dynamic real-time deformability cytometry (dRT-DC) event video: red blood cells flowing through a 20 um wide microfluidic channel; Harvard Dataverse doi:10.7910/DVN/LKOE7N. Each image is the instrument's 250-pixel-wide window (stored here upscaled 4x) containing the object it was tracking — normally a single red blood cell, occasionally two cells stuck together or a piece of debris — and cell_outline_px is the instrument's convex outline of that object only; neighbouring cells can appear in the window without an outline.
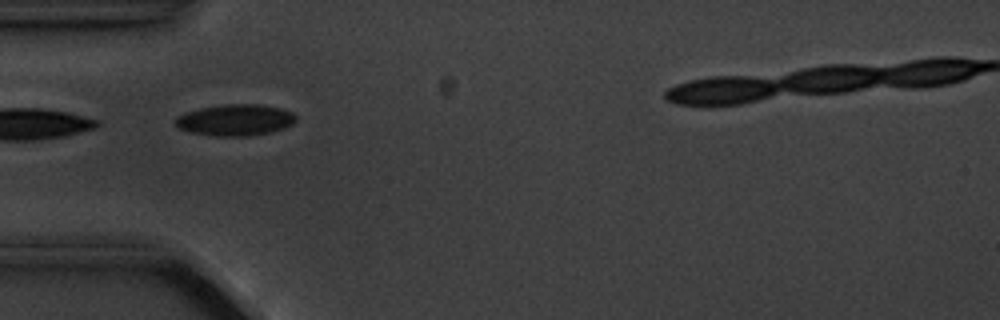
{"species": "common noctule bat (a hibernating species)", "species_latin": "Nyctalus noctula", "temperature_condition": "cold", "stored_images_in_passage": 5, "camera_frame_rate_fps": 3000, "um_per_image_px": 0.085, "animal": {"sex": "male", "body_mass_g": 20.1, "forearm_length_mm": 53.5}, "frame": {"image": 1, "passage_image": 1, "time_ms": 0.0, "image_size_px": [1000, 320], "cell_outline_px": [[296, 120], [292, 124], [284, 128], [272, 132], [248, 136], [216, 136], [192, 132], [180, 128], [172, 120], [176, 116], [184, 112], [200, 108], [224, 104], [256, 104], [280, 108], [292, 112], [296, 116]], "centroid_in_image_um": [19.99, 10.19], "position_along_channel_um": 65.0, "area_um2": 22.08}}